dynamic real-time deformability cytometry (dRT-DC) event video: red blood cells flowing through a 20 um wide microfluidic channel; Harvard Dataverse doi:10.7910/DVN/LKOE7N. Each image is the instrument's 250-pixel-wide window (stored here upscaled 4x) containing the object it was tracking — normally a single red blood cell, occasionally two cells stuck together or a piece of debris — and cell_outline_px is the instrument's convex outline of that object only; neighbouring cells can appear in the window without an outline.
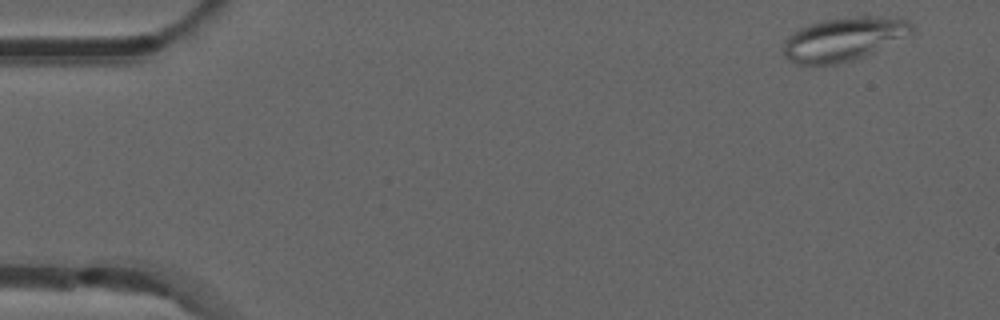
{"species": "common noctule bat (a hibernating species)", "species_latin": "Nyctalus noctula", "temperature_condition": "room temperature", "stored_images_in_passage": 10, "camera_frame_rate_fps": 3000, "um_per_image_px": 0.085, "animal": {"sex": "male", "forearm_length_mm": 52.5}, "frame": {"image": 1, "passage_image": 1, "time_ms": 0.0, "image_size_px": [1000, 320], "cell_outline_px": [[912, 32], [864, 56], [852, 60], [836, 64], [796, 64], [788, 60], [784, 56], [784, 40], [788, 36], [800, 28], [808, 24], [824, 20], [864, 12], [896, 16], [908, 20], [912, 24]], "centroid_in_image_um": [71.73, 3.25], "position_along_channel_um": 13.3, "area_um2": 33.23}}